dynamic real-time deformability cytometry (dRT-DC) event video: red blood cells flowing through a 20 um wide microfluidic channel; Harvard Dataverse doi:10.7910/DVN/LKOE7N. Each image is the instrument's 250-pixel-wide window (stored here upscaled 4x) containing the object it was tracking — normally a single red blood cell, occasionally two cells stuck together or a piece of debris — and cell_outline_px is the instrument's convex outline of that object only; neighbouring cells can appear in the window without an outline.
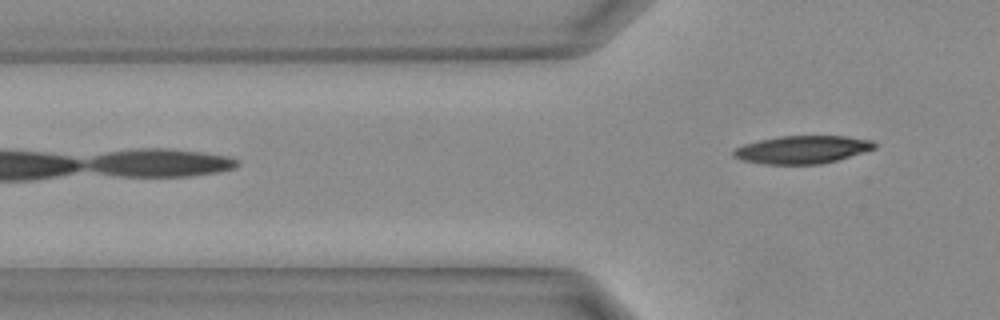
{"species": "Egyptian fruit bat (a non-hibernating species)", "species_latin": "Rousettus aegyptiacus", "temperature_condition": "warm", "stored_images_in_passage": 15, "camera_frame_rate_fps": 3000, "um_per_image_px": 0.085, "animal": {"sex": "female"}, "frame": {"image": 1, "passage_image": 15, "time_ms": 4.667, "image_size_px": [1000, 320], "cell_outline_px": [[876, 148], [836, 160], [820, 164], [764, 164], [744, 160], [732, 156], [732, 152], [736, 148], [744, 144], [760, 140], [780, 136], [848, 136], [872, 140], [876, 144]], "centroid_in_image_um": [68.2, 12.71], "position_along_channel_um": 57.6, "area_um2": 22.72}}